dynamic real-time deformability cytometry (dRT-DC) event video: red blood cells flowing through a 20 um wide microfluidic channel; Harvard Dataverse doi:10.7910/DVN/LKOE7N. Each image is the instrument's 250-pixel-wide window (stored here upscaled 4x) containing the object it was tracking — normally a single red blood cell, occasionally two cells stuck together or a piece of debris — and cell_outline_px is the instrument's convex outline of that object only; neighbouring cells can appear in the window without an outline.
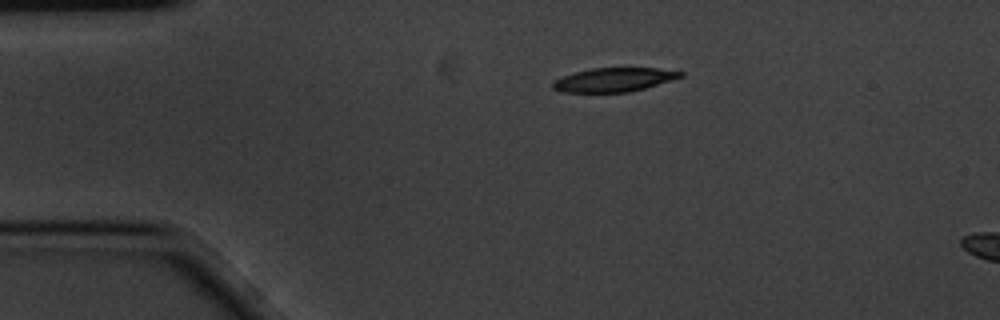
{"species": "common noctule bat (a hibernating species)", "species_latin": "Nyctalus noctula", "temperature_condition": "cold", "stored_images_in_passage": 2, "camera_frame_rate_fps": 3000, "um_per_image_px": 0.085, "animal": {"sex": "male", "body_mass_g": 20.1, "forearm_length_mm": 53.5}, "frame": {"image": 1, "passage_image": 1, "time_ms": 0.0, "image_size_px": [1000, 320], "cell_outline_px": [[684, 76], [644, 88], [628, 92], [560, 92], [552, 88], [552, 80], [576, 72], [592, 68], [656, 68], [684, 72]], "centroid_in_image_um": [52.15, 6.78], "position_along_channel_um": 32.8, "area_um2": 17.63}}